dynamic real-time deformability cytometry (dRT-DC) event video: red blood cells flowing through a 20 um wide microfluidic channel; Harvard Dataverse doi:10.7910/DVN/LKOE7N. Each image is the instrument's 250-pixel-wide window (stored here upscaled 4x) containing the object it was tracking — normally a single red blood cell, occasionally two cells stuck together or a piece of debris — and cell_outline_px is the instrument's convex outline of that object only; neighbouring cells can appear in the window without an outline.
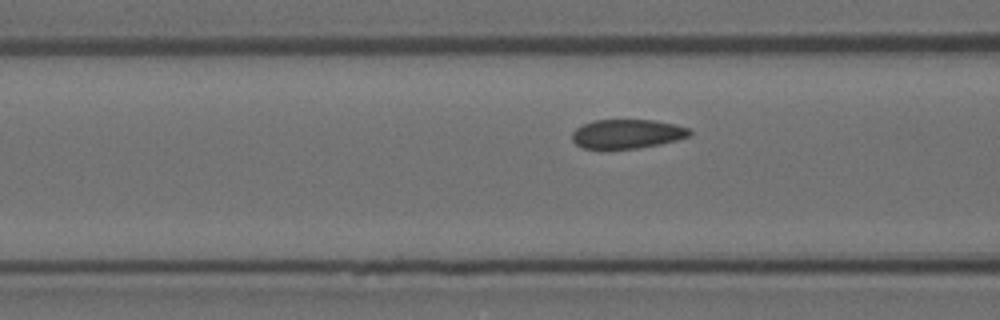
{"species": "Egyptian fruit bat (a non-hibernating species)", "species_latin": "Rousettus aegyptiacus", "temperature_condition": "room temperature", "stored_images_in_passage": 13, "camera_frame_rate_fps": 3000, "um_per_image_px": 0.085, "animal": {"sex": "female"}, "frame": {"image": 1, "passage_image": 11, "time_ms": 3.333, "image_size_px": [1000, 320], "cell_outline_px": [[692, 132], [688, 136], [676, 140], [660, 144], [640, 148], [584, 148], [576, 144], [572, 140], [572, 132], [576, 128], [592, 120], [652, 120], [676, 124], [688, 128]], "centroid_in_image_um": [53.3, 11.37], "position_along_channel_um": 113.3, "area_um2": 19.83}}